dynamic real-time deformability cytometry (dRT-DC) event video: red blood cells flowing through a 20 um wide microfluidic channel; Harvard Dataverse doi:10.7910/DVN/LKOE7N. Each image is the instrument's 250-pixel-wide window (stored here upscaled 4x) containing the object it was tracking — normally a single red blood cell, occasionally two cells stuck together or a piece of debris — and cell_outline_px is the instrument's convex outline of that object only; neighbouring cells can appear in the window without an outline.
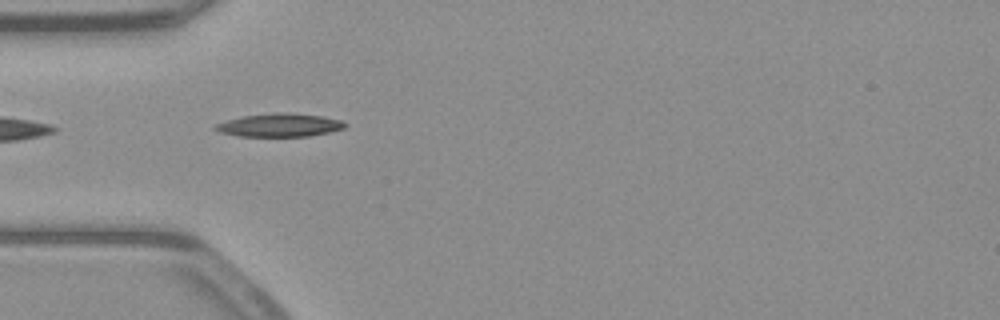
{"species": "common noctule bat (a hibernating species)", "species_latin": "Nyctalus noctula", "temperature_condition": "warm", "stored_images_in_passage": 37, "camera_frame_rate_fps": 3000, "um_per_image_px": 0.085, "animal": {"sex": "male", "body_mass_g": 23.1, "forearm_length_mm": 52.7}, "frame": {"image": 1, "passage_image": 1, "time_ms": 0.0, "image_size_px": [1000, 320], "cell_outline_px": [[348, 124], [344, 128], [328, 132], [308, 136], [240, 136], [220, 132], [212, 128], [216, 124], [240, 116], [276, 112], [288, 112], [324, 116], [344, 120]], "centroid_in_image_um": [23.8, 10.62], "position_along_channel_um": 61.2, "area_um2": 17.69}}
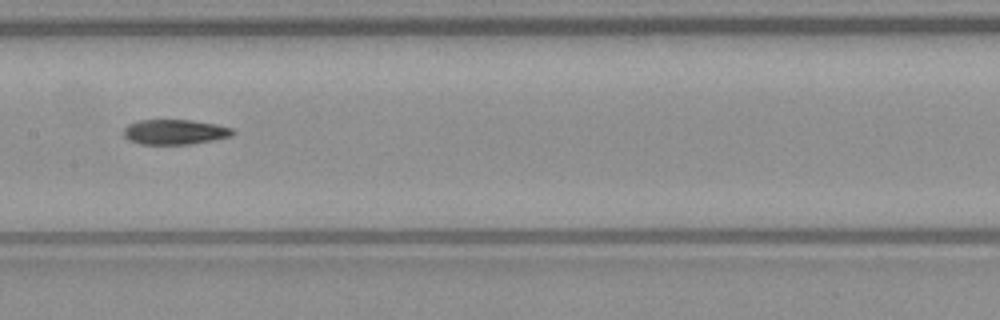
{"frame": {"image": 2, "passage_image": 11, "time_ms": 3.333, "image_size_px": [1000, 320], "cell_outline_px": [[236, 132], [232, 136], [212, 140], [188, 144], [140, 144], [128, 140], [124, 136], [124, 128], [128, 124], [136, 120], [192, 120], [216, 124], [232, 128]], "centroid_in_image_um": [14.85, 11.21], "position_along_channel_um": 192.6, "area_um2": 15.95}}
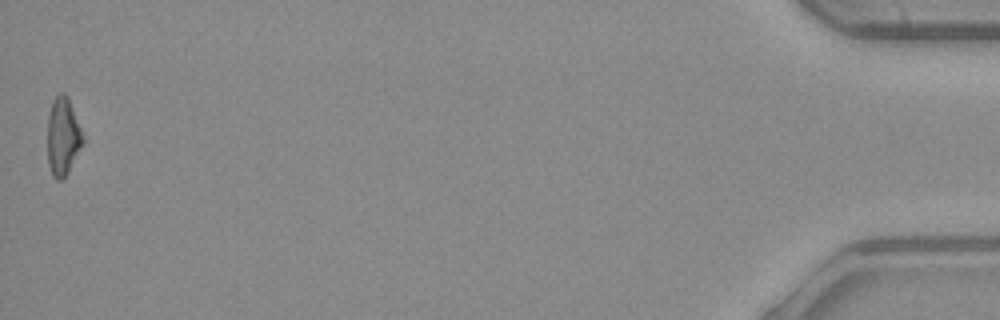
{"frame": {"image": 3, "passage_image": 37, "time_ms": 12.0, "image_size_px": [1000, 320], "cell_outline_px": [[84, 144], [68, 172], [60, 180], [56, 180], [52, 176], [48, 164], [48, 116], [52, 100], [60, 92], [64, 92], [68, 96], [84, 136]], "centroid_in_image_um": [5.36, 11.59], "position_along_channel_um": 429.8, "area_um2": 16.24}, "authors_computed_cell_mechanics": {"area_um2": 16.2996, "velocity_mm_per_s": 3.9537, "shape_relaxation_time_tau1_ms": null, "shape_relaxation_time_tau2_ms": 8.7012, "deformation_change_tau1": null, "deformation_change_tau2": 0.1978}}